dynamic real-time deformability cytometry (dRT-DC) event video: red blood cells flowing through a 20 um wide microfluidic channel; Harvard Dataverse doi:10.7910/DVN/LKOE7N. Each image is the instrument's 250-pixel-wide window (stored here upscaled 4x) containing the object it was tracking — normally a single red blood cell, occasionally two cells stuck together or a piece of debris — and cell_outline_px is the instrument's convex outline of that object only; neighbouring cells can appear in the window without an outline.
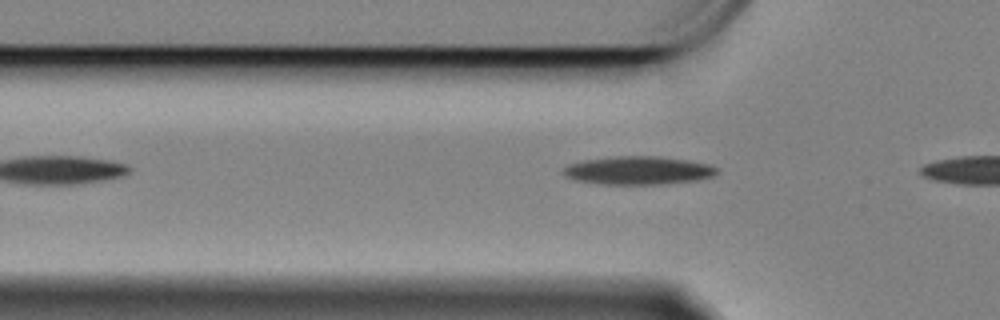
{"species": "Egyptian fruit bat (a non-hibernating species)", "species_latin": "Rousettus aegyptiacus", "temperature_condition": "cold", "stored_images_in_passage": 9, "camera_frame_rate_fps": 3000, "um_per_image_px": 0.085, "animal": {"sex": "female"}, "frame": {"image": 1, "passage_image": 7, "time_ms": 2.0, "image_size_px": [1000, 320], "cell_outline_px": [[716, 172], [712, 176], [696, 180], [660, 184], [600, 184], [576, 180], [568, 176], [564, 172], [564, 168], [572, 164], [584, 160], [616, 156], [656, 156], [688, 160], [708, 164], [716, 168]], "centroid_in_image_um": [54.26, 14.48], "position_along_channel_um": 71.5, "area_um2": 24.8}}